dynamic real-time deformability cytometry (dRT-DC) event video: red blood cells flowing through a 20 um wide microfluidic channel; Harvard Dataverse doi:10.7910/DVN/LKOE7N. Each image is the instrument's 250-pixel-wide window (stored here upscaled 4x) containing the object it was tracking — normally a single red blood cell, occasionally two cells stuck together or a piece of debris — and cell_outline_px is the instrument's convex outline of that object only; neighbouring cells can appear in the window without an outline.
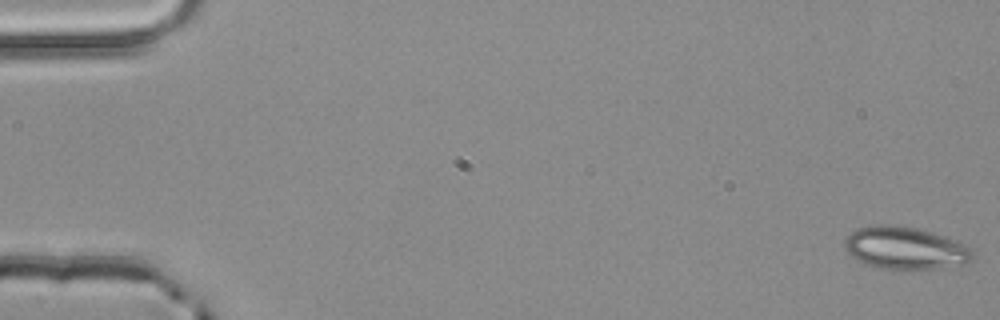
{"species": "common noctule bat (a hibernating species)", "species_latin": "Nyctalus noctula", "temperature_condition": "room temperature", "stored_images_in_passage": 5, "camera_frame_rate_fps": 3000, "um_per_image_px": 0.085, "animal": {"sex": "male", "body_mass_g": 20.4}, "frame": {"image": 1, "passage_image": 1, "time_ms": 0.0, "image_size_px": [1000, 320], "cell_outline_px": [[976, 252], [972, 260], [968, 264], [944, 268], [908, 272], [880, 268], [856, 260], [844, 248], [844, 240], [852, 232], [860, 228], [872, 224], [888, 224], [916, 228], [956, 240], [972, 248]], "centroid_in_image_um": [77.0, 21.13], "position_along_channel_um": 8.0, "area_um2": 32.54}}